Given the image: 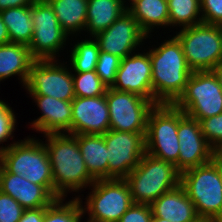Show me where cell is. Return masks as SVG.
Here are the masks:
<instances>
[{"instance_id": "7", "label": "cell", "mask_w": 222, "mask_h": 222, "mask_svg": "<svg viewBox=\"0 0 222 222\" xmlns=\"http://www.w3.org/2000/svg\"><path fill=\"white\" fill-rule=\"evenodd\" d=\"M174 33L192 71L212 70L222 62V34L218 25L202 22Z\"/></svg>"}, {"instance_id": "4", "label": "cell", "mask_w": 222, "mask_h": 222, "mask_svg": "<svg viewBox=\"0 0 222 222\" xmlns=\"http://www.w3.org/2000/svg\"><path fill=\"white\" fill-rule=\"evenodd\" d=\"M0 164L12 174L42 185L54 197L52 167L44 142L30 135L0 151Z\"/></svg>"}, {"instance_id": "42", "label": "cell", "mask_w": 222, "mask_h": 222, "mask_svg": "<svg viewBox=\"0 0 222 222\" xmlns=\"http://www.w3.org/2000/svg\"><path fill=\"white\" fill-rule=\"evenodd\" d=\"M124 5L128 8L129 7V4L131 5L132 3H134L136 0H122ZM129 3H128V2Z\"/></svg>"}, {"instance_id": "33", "label": "cell", "mask_w": 222, "mask_h": 222, "mask_svg": "<svg viewBox=\"0 0 222 222\" xmlns=\"http://www.w3.org/2000/svg\"><path fill=\"white\" fill-rule=\"evenodd\" d=\"M17 118L14 110L10 107L9 103L0 99V151L8 148L13 143L17 141L14 140L12 143L3 145L4 142H9L7 140L13 139L14 132L17 127Z\"/></svg>"}, {"instance_id": "24", "label": "cell", "mask_w": 222, "mask_h": 222, "mask_svg": "<svg viewBox=\"0 0 222 222\" xmlns=\"http://www.w3.org/2000/svg\"><path fill=\"white\" fill-rule=\"evenodd\" d=\"M122 0H88L85 33L94 37L127 12Z\"/></svg>"}, {"instance_id": "36", "label": "cell", "mask_w": 222, "mask_h": 222, "mask_svg": "<svg viewBox=\"0 0 222 222\" xmlns=\"http://www.w3.org/2000/svg\"><path fill=\"white\" fill-rule=\"evenodd\" d=\"M153 218L151 206L133 203L121 216L119 222H151Z\"/></svg>"}, {"instance_id": "9", "label": "cell", "mask_w": 222, "mask_h": 222, "mask_svg": "<svg viewBox=\"0 0 222 222\" xmlns=\"http://www.w3.org/2000/svg\"><path fill=\"white\" fill-rule=\"evenodd\" d=\"M174 105L197 121L222 113V88L213 71H193Z\"/></svg>"}, {"instance_id": "41", "label": "cell", "mask_w": 222, "mask_h": 222, "mask_svg": "<svg viewBox=\"0 0 222 222\" xmlns=\"http://www.w3.org/2000/svg\"><path fill=\"white\" fill-rule=\"evenodd\" d=\"M151 222H171L169 220H164L162 218H156V217H153Z\"/></svg>"}, {"instance_id": "40", "label": "cell", "mask_w": 222, "mask_h": 222, "mask_svg": "<svg viewBox=\"0 0 222 222\" xmlns=\"http://www.w3.org/2000/svg\"><path fill=\"white\" fill-rule=\"evenodd\" d=\"M212 71L217 77L219 85L222 88V62H220L214 69H212Z\"/></svg>"}, {"instance_id": "8", "label": "cell", "mask_w": 222, "mask_h": 222, "mask_svg": "<svg viewBox=\"0 0 222 222\" xmlns=\"http://www.w3.org/2000/svg\"><path fill=\"white\" fill-rule=\"evenodd\" d=\"M179 108L174 104L155 105L147 119L146 153L165 160L178 170L179 139L177 136Z\"/></svg>"}, {"instance_id": "3", "label": "cell", "mask_w": 222, "mask_h": 222, "mask_svg": "<svg viewBox=\"0 0 222 222\" xmlns=\"http://www.w3.org/2000/svg\"><path fill=\"white\" fill-rule=\"evenodd\" d=\"M180 185L203 222H222L220 154L206 164L182 172Z\"/></svg>"}, {"instance_id": "16", "label": "cell", "mask_w": 222, "mask_h": 222, "mask_svg": "<svg viewBox=\"0 0 222 222\" xmlns=\"http://www.w3.org/2000/svg\"><path fill=\"white\" fill-rule=\"evenodd\" d=\"M137 50L121 60L111 88L137 94L153 102L152 66L149 49Z\"/></svg>"}, {"instance_id": "29", "label": "cell", "mask_w": 222, "mask_h": 222, "mask_svg": "<svg viewBox=\"0 0 222 222\" xmlns=\"http://www.w3.org/2000/svg\"><path fill=\"white\" fill-rule=\"evenodd\" d=\"M55 199L45 209L44 222H80L85 216L79 198ZM65 202V203H64Z\"/></svg>"}, {"instance_id": "18", "label": "cell", "mask_w": 222, "mask_h": 222, "mask_svg": "<svg viewBox=\"0 0 222 222\" xmlns=\"http://www.w3.org/2000/svg\"><path fill=\"white\" fill-rule=\"evenodd\" d=\"M41 115L30 123V128L41 134L68 133L71 130V101L50 96H30Z\"/></svg>"}, {"instance_id": "31", "label": "cell", "mask_w": 222, "mask_h": 222, "mask_svg": "<svg viewBox=\"0 0 222 222\" xmlns=\"http://www.w3.org/2000/svg\"><path fill=\"white\" fill-rule=\"evenodd\" d=\"M207 143L216 154L222 153V113L199 121Z\"/></svg>"}, {"instance_id": "27", "label": "cell", "mask_w": 222, "mask_h": 222, "mask_svg": "<svg viewBox=\"0 0 222 222\" xmlns=\"http://www.w3.org/2000/svg\"><path fill=\"white\" fill-rule=\"evenodd\" d=\"M77 40L71 50H69L68 65H71L70 69L72 72H89L96 70V64L99 55V45L97 41L90 37L86 39Z\"/></svg>"}, {"instance_id": "39", "label": "cell", "mask_w": 222, "mask_h": 222, "mask_svg": "<svg viewBox=\"0 0 222 222\" xmlns=\"http://www.w3.org/2000/svg\"><path fill=\"white\" fill-rule=\"evenodd\" d=\"M8 43H10L8 30L0 16V45H5Z\"/></svg>"}, {"instance_id": "10", "label": "cell", "mask_w": 222, "mask_h": 222, "mask_svg": "<svg viewBox=\"0 0 222 222\" xmlns=\"http://www.w3.org/2000/svg\"><path fill=\"white\" fill-rule=\"evenodd\" d=\"M31 17L33 37L28 48L32 56L36 60L61 57L60 53L71 39L63 31L50 4L46 0L35 1L31 5Z\"/></svg>"}, {"instance_id": "22", "label": "cell", "mask_w": 222, "mask_h": 222, "mask_svg": "<svg viewBox=\"0 0 222 222\" xmlns=\"http://www.w3.org/2000/svg\"><path fill=\"white\" fill-rule=\"evenodd\" d=\"M127 10L147 34V39L152 38L154 29L169 27L167 0H136Z\"/></svg>"}, {"instance_id": "13", "label": "cell", "mask_w": 222, "mask_h": 222, "mask_svg": "<svg viewBox=\"0 0 222 222\" xmlns=\"http://www.w3.org/2000/svg\"><path fill=\"white\" fill-rule=\"evenodd\" d=\"M103 136L108 155V179H125L146 154V133L108 130Z\"/></svg>"}, {"instance_id": "34", "label": "cell", "mask_w": 222, "mask_h": 222, "mask_svg": "<svg viewBox=\"0 0 222 222\" xmlns=\"http://www.w3.org/2000/svg\"><path fill=\"white\" fill-rule=\"evenodd\" d=\"M24 210L13 197L0 191V222H18Z\"/></svg>"}, {"instance_id": "6", "label": "cell", "mask_w": 222, "mask_h": 222, "mask_svg": "<svg viewBox=\"0 0 222 222\" xmlns=\"http://www.w3.org/2000/svg\"><path fill=\"white\" fill-rule=\"evenodd\" d=\"M90 189L84 203L80 195H75L81 202L84 214H88L86 220L119 222L121 216L133 204L129 186L124 179H98Z\"/></svg>"}, {"instance_id": "19", "label": "cell", "mask_w": 222, "mask_h": 222, "mask_svg": "<svg viewBox=\"0 0 222 222\" xmlns=\"http://www.w3.org/2000/svg\"><path fill=\"white\" fill-rule=\"evenodd\" d=\"M0 191L13 197L24 209L48 207L55 198L42 186L24 176L9 173L0 164Z\"/></svg>"}, {"instance_id": "38", "label": "cell", "mask_w": 222, "mask_h": 222, "mask_svg": "<svg viewBox=\"0 0 222 222\" xmlns=\"http://www.w3.org/2000/svg\"><path fill=\"white\" fill-rule=\"evenodd\" d=\"M37 0H0V11L13 8L31 6Z\"/></svg>"}, {"instance_id": "23", "label": "cell", "mask_w": 222, "mask_h": 222, "mask_svg": "<svg viewBox=\"0 0 222 222\" xmlns=\"http://www.w3.org/2000/svg\"><path fill=\"white\" fill-rule=\"evenodd\" d=\"M81 155L89 174L95 179H108V155L103 135L77 134Z\"/></svg>"}, {"instance_id": "32", "label": "cell", "mask_w": 222, "mask_h": 222, "mask_svg": "<svg viewBox=\"0 0 222 222\" xmlns=\"http://www.w3.org/2000/svg\"><path fill=\"white\" fill-rule=\"evenodd\" d=\"M121 60L122 58L120 57L104 51H99L95 71L108 88L112 87L115 83L116 73L121 64Z\"/></svg>"}, {"instance_id": "20", "label": "cell", "mask_w": 222, "mask_h": 222, "mask_svg": "<svg viewBox=\"0 0 222 222\" xmlns=\"http://www.w3.org/2000/svg\"><path fill=\"white\" fill-rule=\"evenodd\" d=\"M150 206L153 217L156 218L171 222H203L181 185L162 194Z\"/></svg>"}, {"instance_id": "11", "label": "cell", "mask_w": 222, "mask_h": 222, "mask_svg": "<svg viewBox=\"0 0 222 222\" xmlns=\"http://www.w3.org/2000/svg\"><path fill=\"white\" fill-rule=\"evenodd\" d=\"M58 60L34 62L24 86L29 96H50L64 101H72L75 98L72 71L67 61Z\"/></svg>"}, {"instance_id": "2", "label": "cell", "mask_w": 222, "mask_h": 222, "mask_svg": "<svg viewBox=\"0 0 222 222\" xmlns=\"http://www.w3.org/2000/svg\"><path fill=\"white\" fill-rule=\"evenodd\" d=\"M162 43L149 46L152 66L153 103L174 104L185 90L193 73L179 40L173 35ZM152 47V48H150ZM155 47V48H154Z\"/></svg>"}, {"instance_id": "17", "label": "cell", "mask_w": 222, "mask_h": 222, "mask_svg": "<svg viewBox=\"0 0 222 222\" xmlns=\"http://www.w3.org/2000/svg\"><path fill=\"white\" fill-rule=\"evenodd\" d=\"M71 106V130L68 134L104 135L110 130L106 94L97 97H75Z\"/></svg>"}, {"instance_id": "15", "label": "cell", "mask_w": 222, "mask_h": 222, "mask_svg": "<svg viewBox=\"0 0 222 222\" xmlns=\"http://www.w3.org/2000/svg\"><path fill=\"white\" fill-rule=\"evenodd\" d=\"M177 136L179 139L178 171L180 173L210 162L216 153L202 134L200 122L179 109Z\"/></svg>"}, {"instance_id": "28", "label": "cell", "mask_w": 222, "mask_h": 222, "mask_svg": "<svg viewBox=\"0 0 222 222\" xmlns=\"http://www.w3.org/2000/svg\"><path fill=\"white\" fill-rule=\"evenodd\" d=\"M167 3L170 29L202 23L200 0H167Z\"/></svg>"}, {"instance_id": "35", "label": "cell", "mask_w": 222, "mask_h": 222, "mask_svg": "<svg viewBox=\"0 0 222 222\" xmlns=\"http://www.w3.org/2000/svg\"><path fill=\"white\" fill-rule=\"evenodd\" d=\"M202 22L219 25L222 23V0H200Z\"/></svg>"}, {"instance_id": "37", "label": "cell", "mask_w": 222, "mask_h": 222, "mask_svg": "<svg viewBox=\"0 0 222 222\" xmlns=\"http://www.w3.org/2000/svg\"><path fill=\"white\" fill-rule=\"evenodd\" d=\"M46 207L25 209L18 222H44Z\"/></svg>"}, {"instance_id": "5", "label": "cell", "mask_w": 222, "mask_h": 222, "mask_svg": "<svg viewBox=\"0 0 222 222\" xmlns=\"http://www.w3.org/2000/svg\"><path fill=\"white\" fill-rule=\"evenodd\" d=\"M124 180L133 203L150 205L180 185L181 173L172 163L146 153Z\"/></svg>"}, {"instance_id": "1", "label": "cell", "mask_w": 222, "mask_h": 222, "mask_svg": "<svg viewBox=\"0 0 222 222\" xmlns=\"http://www.w3.org/2000/svg\"><path fill=\"white\" fill-rule=\"evenodd\" d=\"M52 167L54 198H66L68 193L89 188L95 179L87 171L78 140L68 133L44 134Z\"/></svg>"}, {"instance_id": "14", "label": "cell", "mask_w": 222, "mask_h": 222, "mask_svg": "<svg viewBox=\"0 0 222 222\" xmlns=\"http://www.w3.org/2000/svg\"><path fill=\"white\" fill-rule=\"evenodd\" d=\"M93 38L97 41L100 51L123 59L142 49L147 34L127 11L106 30L97 33Z\"/></svg>"}, {"instance_id": "12", "label": "cell", "mask_w": 222, "mask_h": 222, "mask_svg": "<svg viewBox=\"0 0 222 222\" xmlns=\"http://www.w3.org/2000/svg\"><path fill=\"white\" fill-rule=\"evenodd\" d=\"M110 130L146 133L147 119L155 104L137 94L107 88Z\"/></svg>"}, {"instance_id": "21", "label": "cell", "mask_w": 222, "mask_h": 222, "mask_svg": "<svg viewBox=\"0 0 222 222\" xmlns=\"http://www.w3.org/2000/svg\"><path fill=\"white\" fill-rule=\"evenodd\" d=\"M35 61L27 45L21 43L0 45V82L18 76L19 83L24 87Z\"/></svg>"}, {"instance_id": "26", "label": "cell", "mask_w": 222, "mask_h": 222, "mask_svg": "<svg viewBox=\"0 0 222 222\" xmlns=\"http://www.w3.org/2000/svg\"><path fill=\"white\" fill-rule=\"evenodd\" d=\"M7 27L10 43L29 45L33 37L31 6L13 7L0 11Z\"/></svg>"}, {"instance_id": "43", "label": "cell", "mask_w": 222, "mask_h": 222, "mask_svg": "<svg viewBox=\"0 0 222 222\" xmlns=\"http://www.w3.org/2000/svg\"><path fill=\"white\" fill-rule=\"evenodd\" d=\"M220 175L222 178V154H220Z\"/></svg>"}, {"instance_id": "44", "label": "cell", "mask_w": 222, "mask_h": 222, "mask_svg": "<svg viewBox=\"0 0 222 222\" xmlns=\"http://www.w3.org/2000/svg\"><path fill=\"white\" fill-rule=\"evenodd\" d=\"M220 30H221V34H222V23L218 25Z\"/></svg>"}, {"instance_id": "25", "label": "cell", "mask_w": 222, "mask_h": 222, "mask_svg": "<svg viewBox=\"0 0 222 222\" xmlns=\"http://www.w3.org/2000/svg\"><path fill=\"white\" fill-rule=\"evenodd\" d=\"M63 31L71 38L81 36L86 27L88 0H46ZM78 34V35H77Z\"/></svg>"}, {"instance_id": "30", "label": "cell", "mask_w": 222, "mask_h": 222, "mask_svg": "<svg viewBox=\"0 0 222 222\" xmlns=\"http://www.w3.org/2000/svg\"><path fill=\"white\" fill-rule=\"evenodd\" d=\"M75 97H97L106 94L107 86L95 70L72 72Z\"/></svg>"}]
</instances>
